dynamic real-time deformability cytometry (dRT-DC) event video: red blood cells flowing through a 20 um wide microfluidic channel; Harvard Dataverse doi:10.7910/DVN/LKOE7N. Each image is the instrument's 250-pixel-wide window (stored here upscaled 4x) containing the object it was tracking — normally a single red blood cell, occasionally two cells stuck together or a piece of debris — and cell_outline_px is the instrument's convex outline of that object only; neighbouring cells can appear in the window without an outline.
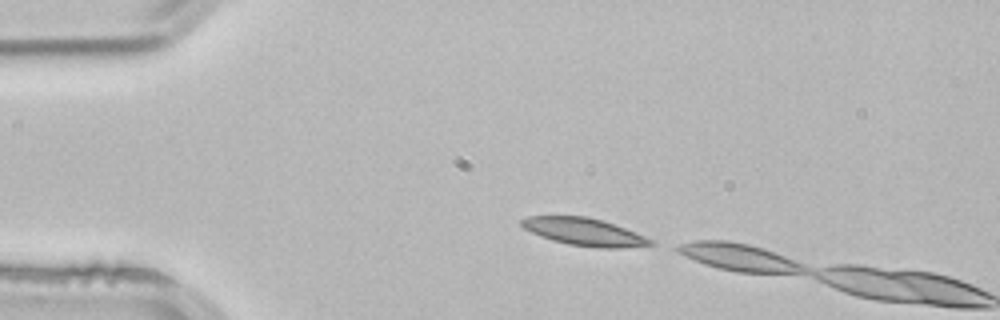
{"species": "common noctule bat (a hibernating species)", "species_latin": "Nyctalus noctula", "temperature_condition": "room temperature", "stored_images_in_passage": 2, "camera_frame_rate_fps": 3000, "um_per_image_px": 0.085, "animal": {"sex": "male", "body_mass_g": 21.5, "forearm_length_mm": 52.0}, "frame": {"image": 1, "passage_image": 1, "time_ms": 0.0, "image_size_px": [1000, 320], "cell_outline_px": [[656, 244], [620, 248], [600, 248], [568, 244], [552, 240], [540, 236], [524, 228], [520, 224], [520, 220], [528, 216], [588, 216], [604, 220], [636, 232], [656, 240]], "centroid_in_image_um": [49.71, 19.7], "position_along_channel_um": 35.3, "area_um2": 20.87}}